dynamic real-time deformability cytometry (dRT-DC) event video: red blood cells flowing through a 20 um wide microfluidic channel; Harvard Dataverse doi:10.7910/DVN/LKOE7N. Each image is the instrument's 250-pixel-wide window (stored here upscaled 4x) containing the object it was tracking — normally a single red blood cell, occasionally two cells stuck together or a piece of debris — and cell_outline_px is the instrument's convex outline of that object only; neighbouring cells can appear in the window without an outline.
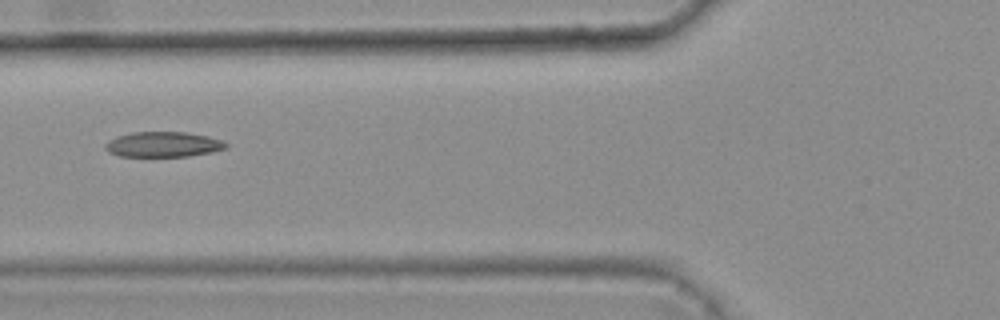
{"species": "common noctule bat (a hibernating species)", "species_latin": "Nyctalus noctula", "temperature_condition": "warm", "stored_images_in_passage": 7, "camera_frame_rate_fps": 3000, "um_per_image_px": 0.085, "animal": {"sex": "female", "body_mass_g": 25.1}, "frame": {"image": 1, "passage_image": 4, "time_ms": 1.0, "image_size_px": [1000, 320], "cell_outline_px": [[228, 148], [212, 152], [188, 156], [120, 156], [108, 152], [104, 148], [104, 144], [108, 140], [116, 136], [132, 132], [188, 132], [208, 136], [220, 140], [228, 144]], "centroid_in_image_um": [13.85, 12.27], "position_along_channel_um": 111.9, "area_um2": 17.86}}
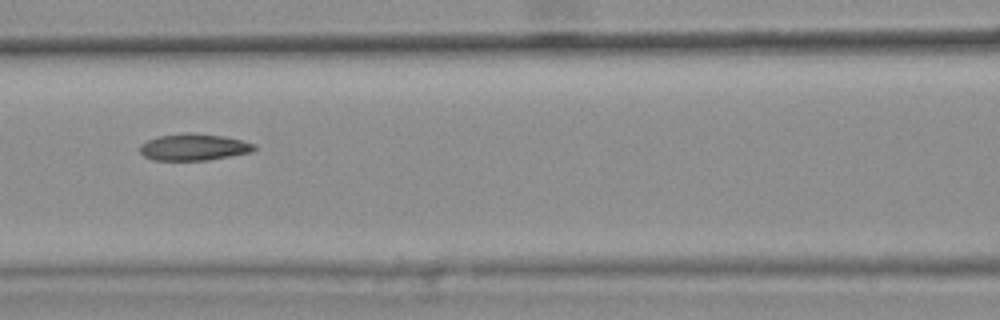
{"frame": {"image": 2, "passage_image": 5, "time_ms": 1.333, "image_size_px": [1000, 320], "cell_outline_px": [[256, 148], [252, 152], [208, 160], [152, 160], [144, 156], [140, 152], [140, 144], [148, 140], [160, 136], [188, 132], [224, 136], [256, 144]], "centroid_in_image_um": [16.47, 12.51], "position_along_channel_um": 150.1, "area_um2": 17.74}}